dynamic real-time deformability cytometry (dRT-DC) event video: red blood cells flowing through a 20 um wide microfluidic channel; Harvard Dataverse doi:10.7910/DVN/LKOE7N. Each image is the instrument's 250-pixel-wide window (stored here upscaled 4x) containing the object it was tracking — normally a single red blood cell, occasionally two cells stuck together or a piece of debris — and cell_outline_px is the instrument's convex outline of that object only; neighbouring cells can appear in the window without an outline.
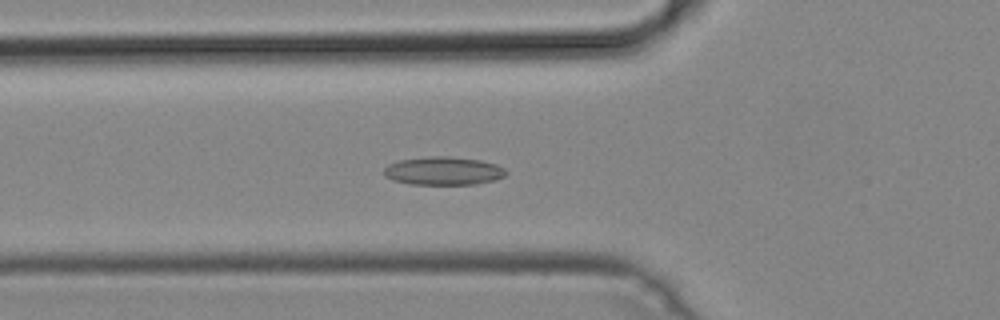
{"species": "common noctule bat (a hibernating species)", "species_latin": "Nyctalus noctula", "temperature_condition": "cold", "stored_images_in_passage": 39, "camera_frame_rate_fps": 3000, "um_per_image_px": 0.085, "animal": {"sex": "male", "body_mass_g": 19.2, "forearm_length_mm": 51.8}, "frame": {"image": 1, "passage_image": 18, "time_ms": 5.667, "image_size_px": [1000, 320], "cell_outline_px": [[508, 172], [504, 176], [496, 180], [476, 184], [408, 184], [392, 180], [384, 176], [384, 168], [388, 164], [400, 160], [428, 156], [448, 156], [480, 160], [496, 164], [504, 168]], "centroid_in_image_um": [37.68, 14.53], "position_along_channel_um": 88.1, "area_um2": 20.23}}
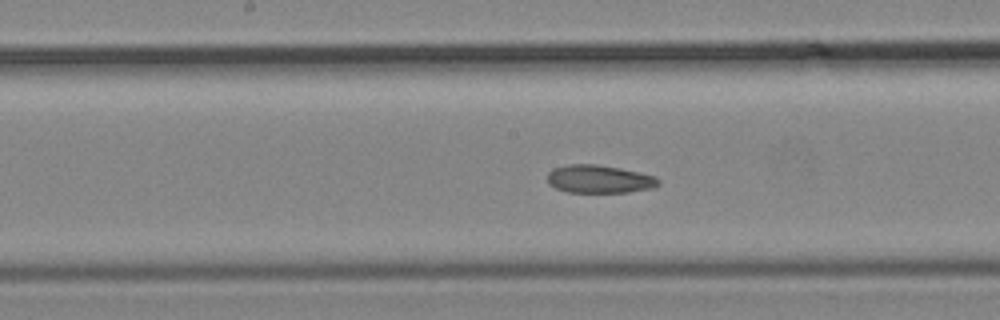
{"frame": {"image": 2, "passage_image": 26, "time_ms": 8.333, "image_size_px": [1000, 320], "cell_outline_px": [[660, 184], [652, 188], [628, 192], [568, 192], [556, 188], [548, 184], [548, 172], [552, 168], [568, 164], [596, 164], [620, 168], [640, 172], [656, 176], [660, 180]], "centroid_in_image_um": [50.94, 15.21], "position_along_channel_um": 197.3, "area_um2": 18.26}}
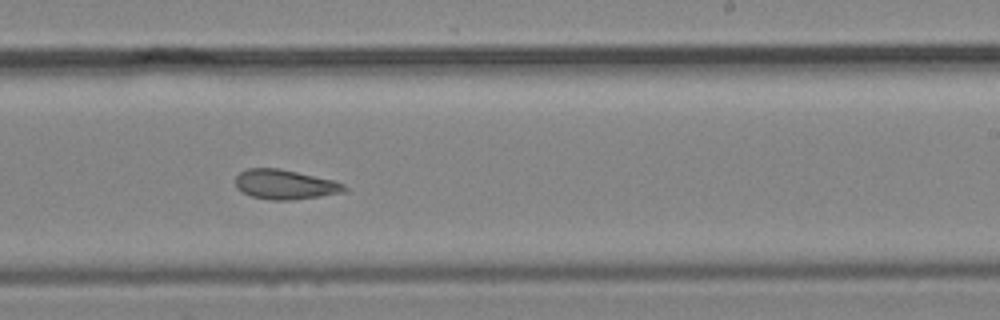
{"frame": {"image": 3, "passage_image": 31, "time_ms": 10.0, "image_size_px": [1000, 320], "cell_outline_px": [[348, 192], [292, 200], [272, 200], [252, 196], [236, 188], [236, 176], [240, 172], [248, 168], [280, 168], [336, 180], [344, 184], [348, 188]], "centroid_in_image_um": [24.29, 15.67], "position_along_channel_um": 264.7, "area_um2": 19.02}}